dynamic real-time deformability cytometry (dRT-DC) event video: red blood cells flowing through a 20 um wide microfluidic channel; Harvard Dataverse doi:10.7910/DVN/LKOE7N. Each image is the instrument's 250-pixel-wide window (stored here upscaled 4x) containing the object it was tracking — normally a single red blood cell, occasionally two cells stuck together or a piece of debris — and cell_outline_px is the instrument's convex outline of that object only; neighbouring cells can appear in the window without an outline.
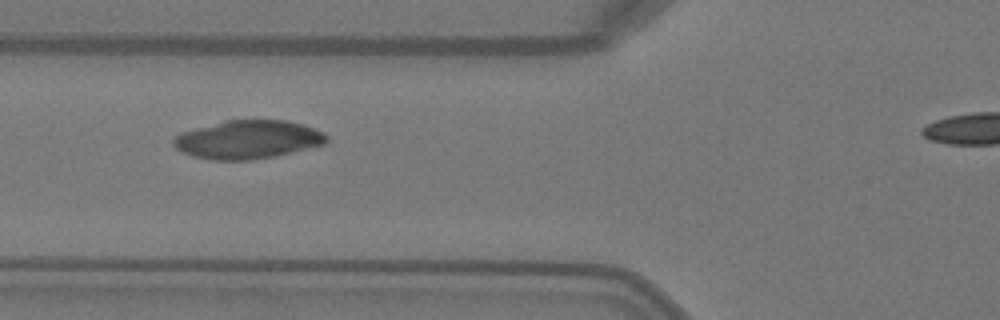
{"species": "Egyptian fruit bat (a non-hibernating species)", "species_latin": "Rousettus aegyptiacus", "temperature_condition": "warm", "stored_images_in_passage": 3, "camera_frame_rate_fps": 3000, "um_per_image_px": 0.085, "animal": {"sex": "female"}, "frame": {"image": 1, "passage_image": 3, "time_ms": 0.667, "image_size_px": [1000, 320], "cell_outline_px": [[328, 140], [324, 144], [272, 156], [252, 160], [212, 160], [192, 156], [180, 152], [172, 144], [172, 140], [180, 132], [224, 120], [288, 120], [304, 124], [324, 132], [328, 136]], "centroid_in_image_um": [21.03, 11.85], "position_along_channel_um": 104.8, "area_um2": 34.39}}